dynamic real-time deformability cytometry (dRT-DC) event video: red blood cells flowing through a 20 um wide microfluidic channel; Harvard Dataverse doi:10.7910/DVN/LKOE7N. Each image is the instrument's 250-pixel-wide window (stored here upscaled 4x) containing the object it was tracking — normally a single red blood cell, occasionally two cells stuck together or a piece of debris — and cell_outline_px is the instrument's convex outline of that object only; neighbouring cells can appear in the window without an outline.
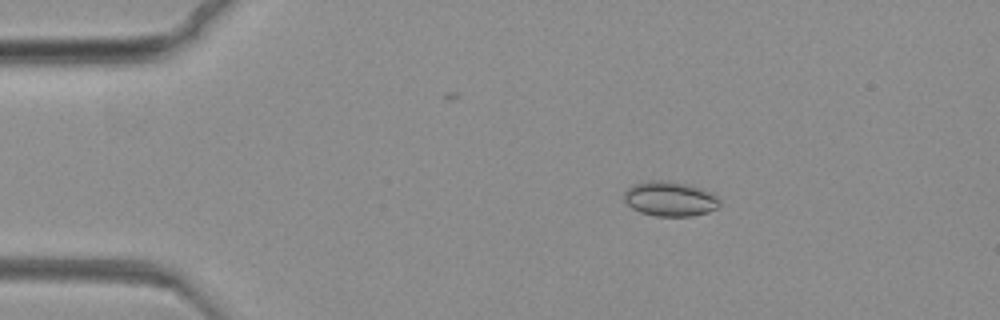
{"species": "common noctule bat (a hibernating species)", "species_latin": "Nyctalus noctula", "temperature_condition": "warm", "stored_images_in_passage": 71, "camera_frame_rate_fps": 3000, "um_per_image_px": 0.085, "animal": {"sex": "female", "body_mass_g": 19.3, "forearm_length_mm": 54.1}, "frame": {"image": 1, "passage_image": 6, "time_ms": 1.667, "image_size_px": [1000, 320], "cell_outline_px": [[720, 204], [716, 208], [708, 212], [692, 216], [656, 216], [640, 212], [632, 208], [624, 200], [624, 192], [628, 188], [636, 184], [648, 180], [660, 180], [684, 184], [700, 188], [712, 192], [720, 200]], "centroid_in_image_um": [56.95, 16.91], "position_along_channel_um": 28.1, "area_um2": 19.19}}
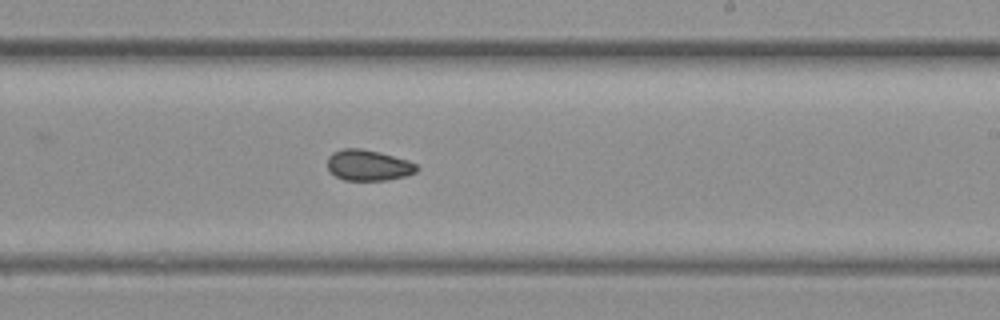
{"frame": {"image": 2, "passage_image": 39, "time_ms": 12.667, "image_size_px": [1000, 320], "cell_outline_px": [[420, 168], [416, 172], [404, 176], [388, 180], [344, 180], [336, 176], [328, 168], [328, 156], [332, 152], [344, 148], [360, 148], [380, 152], [408, 160], [416, 164]], "centroid_in_image_um": [31.32, 14.04], "position_along_channel_um": 257.7, "area_um2": 16.07}}
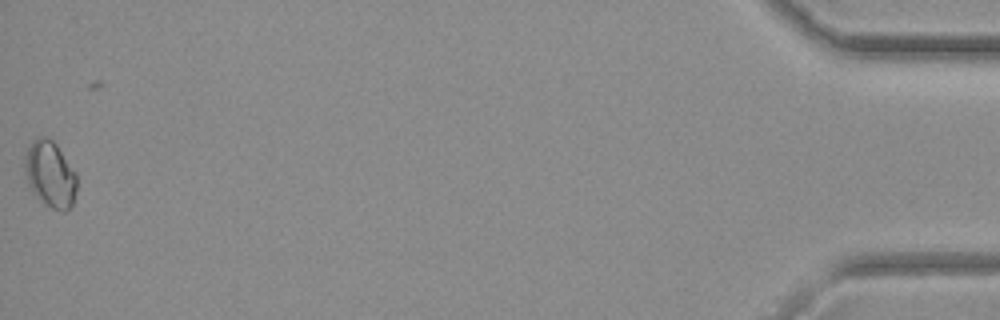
{"frame": {"image": 3, "passage_image": 70, "time_ms": 23.0, "image_size_px": [1000, 320], "cell_outline_px": [[76, 192], [72, 204], [64, 212], [60, 212], [44, 204], [32, 192], [28, 184], [24, 172], [24, 156], [32, 140], [36, 136], [44, 136], [52, 140], [56, 144], [76, 176]], "centroid_in_image_um": [4.22, 14.81], "position_along_channel_um": 431.0, "area_um2": 20.06}}